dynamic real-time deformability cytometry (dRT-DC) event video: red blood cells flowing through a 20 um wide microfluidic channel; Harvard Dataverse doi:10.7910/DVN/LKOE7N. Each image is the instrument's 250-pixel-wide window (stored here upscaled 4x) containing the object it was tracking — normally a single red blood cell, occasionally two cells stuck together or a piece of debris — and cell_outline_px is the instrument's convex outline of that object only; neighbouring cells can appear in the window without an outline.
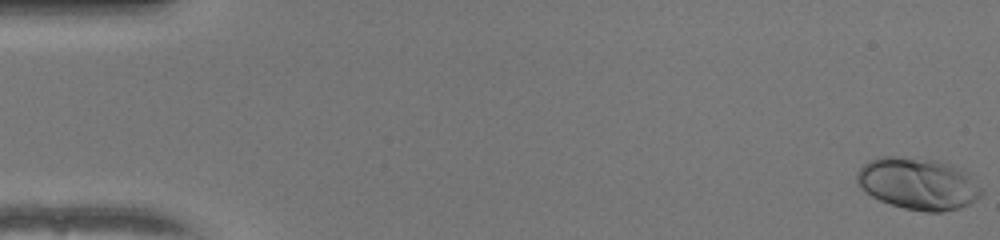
{"species": "human", "species_latin": "Homo sapiens", "temperature_condition": "warm", "stored_images_in_passage": 52, "camera_frame_rate_fps": 3000, "um_per_image_px": 0.085, "donor": {"sex": "female"}, "frame": {"image": 1, "passage_image": 1, "time_ms": 0.0, "image_size_px": [1000, 240], "cell_outline_px": [[984, 192], [976, 200], [960, 208], [940, 212], [924, 212], [904, 208], [880, 200], [872, 196], [860, 188], [856, 184], [856, 172], [868, 160], [880, 156], [896, 156], [936, 160], [952, 164], [968, 172]], "centroid_in_image_um": [78.03, 15.6], "position_along_channel_um": 7.0, "area_um2": 37.97}}
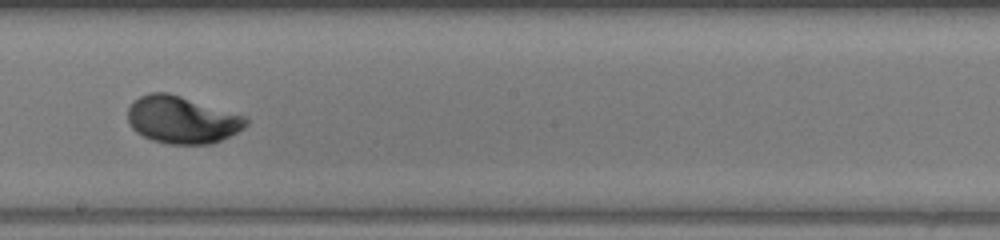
{"frame": {"image": 2, "passage_image": 30, "time_ms": 9.667, "image_size_px": [1000, 240], "cell_outline_px": [[248, 124], [244, 128], [212, 144], [168, 144], [152, 140], [136, 132], [132, 128], [128, 120], [128, 108], [132, 100], [148, 92], [168, 92], [244, 116], [248, 120]], "centroid_in_image_um": [15.43, 10.18], "position_along_channel_um": 232.8, "area_um2": 32.43}}
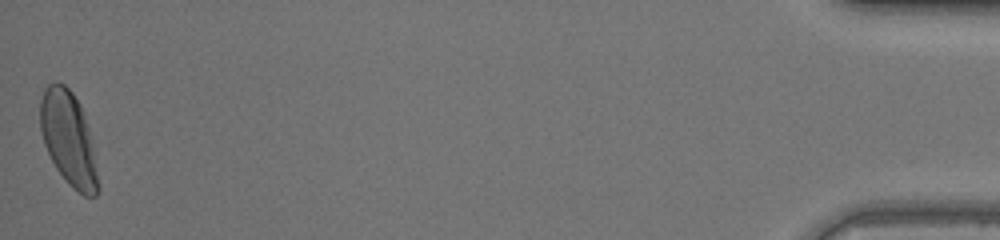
{"frame": {"image": 3, "passage_image": 52, "time_ms": 17.0, "image_size_px": [1000, 240], "cell_outline_px": [[100, 188], [96, 196], [84, 196], [72, 188], [68, 184], [56, 168], [44, 144], [40, 128], [40, 100], [44, 88], [48, 84], [56, 80], [64, 84], [72, 92], [80, 104], [88, 128], [100, 184]], "centroid_in_image_um": [5.82, 11.78], "position_along_channel_um": 429.4, "area_um2": 31.62}, "authors_computed_cell_mechanics": {"area_um2": 32.1368, "velocity_mm_per_s": 4.0242, "shape_relaxation_time_tau1_ms": 2.537, "shape_relaxation_time_tau2_ms": null, "deformation_change_tau1": 0.1661, "deformation_change_tau2": null}}